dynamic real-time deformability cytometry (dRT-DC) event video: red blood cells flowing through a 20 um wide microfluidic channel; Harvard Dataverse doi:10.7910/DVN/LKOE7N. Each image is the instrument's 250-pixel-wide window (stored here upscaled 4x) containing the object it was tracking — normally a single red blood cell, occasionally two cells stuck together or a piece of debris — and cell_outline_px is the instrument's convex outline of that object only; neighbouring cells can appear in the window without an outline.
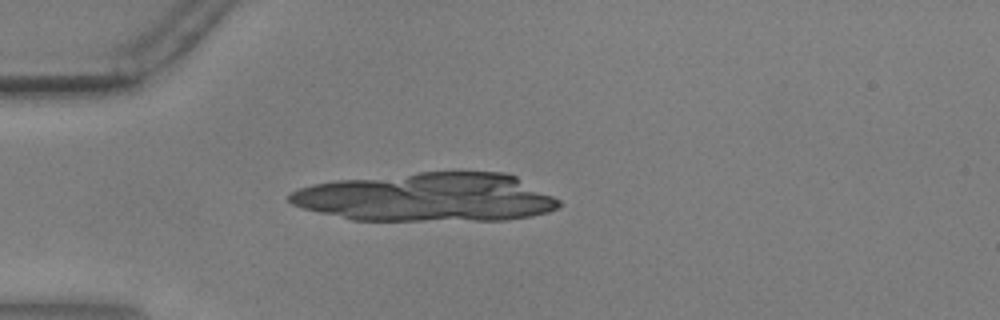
{"species": "common noctule bat (a hibernating species)", "species_latin": "Nyctalus noctula", "temperature_condition": "warm", "stored_images_in_passage": 8, "camera_frame_rate_fps": 3000, "um_per_image_px": 0.085, "animal": {"sex": "male", "body_mass_g": 17.9, "forearm_length_mm": 54.2}, "frame": {"image": 1, "passage_image": 8, "time_ms": 2.333, "image_size_px": [1000, 320], "cell_outline_px": [[556, 204], [552, 208], [536, 212], [516, 216], [396, 220], [372, 220], [376, 216], [528, 196], [544, 196], [556, 200]], "centroid_in_image_um": [40.76, 17.81], "position_along_channel_um": 44.2, "area_um2": 15.95}}